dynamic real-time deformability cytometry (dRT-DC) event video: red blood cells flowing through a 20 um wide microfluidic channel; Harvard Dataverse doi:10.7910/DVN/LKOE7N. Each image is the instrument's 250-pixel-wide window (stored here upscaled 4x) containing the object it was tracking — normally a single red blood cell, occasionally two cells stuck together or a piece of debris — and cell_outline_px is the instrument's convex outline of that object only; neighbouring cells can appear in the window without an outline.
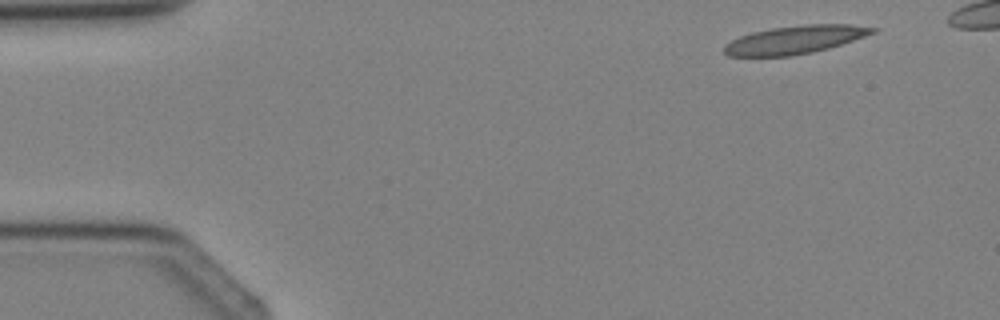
{"species": "Egyptian fruit bat (a non-hibernating species)", "species_latin": "Rousettus aegyptiacus", "temperature_condition": "cold", "stored_images_in_passage": 4, "camera_frame_rate_fps": 3000, "um_per_image_px": 0.085, "animal": {"sex": "female"}, "frame": {"image": 1, "passage_image": 1, "time_ms": 0.0, "image_size_px": [1000, 320], "cell_outline_px": [[880, 28], [876, 32], [828, 48], [812, 52], [792, 56], [728, 56], [724, 52], [724, 44], [740, 36], [752, 32], [772, 28], [804, 24], [852, 24]], "centroid_in_image_um": [67.57, 3.37], "position_along_channel_um": 17.4, "area_um2": 24.28}}